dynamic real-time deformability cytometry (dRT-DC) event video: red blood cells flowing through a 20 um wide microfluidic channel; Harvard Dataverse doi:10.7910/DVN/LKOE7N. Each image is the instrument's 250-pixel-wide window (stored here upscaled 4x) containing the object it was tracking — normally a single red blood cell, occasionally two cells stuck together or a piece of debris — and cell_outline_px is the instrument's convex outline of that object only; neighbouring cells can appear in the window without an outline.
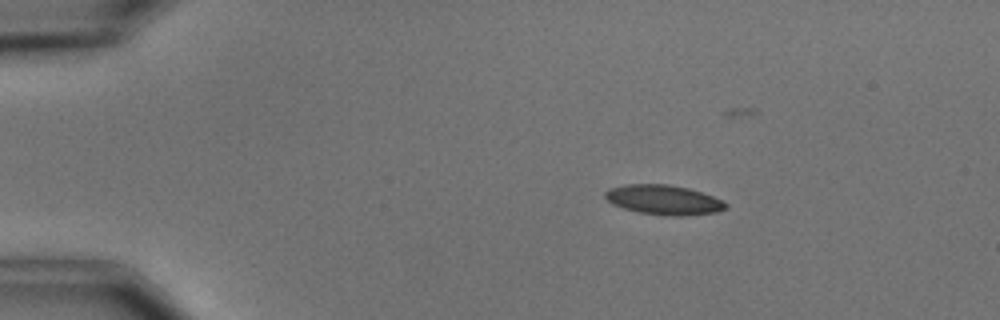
{"species": "common noctule bat (a hibernating species)", "species_latin": "Nyctalus noctula", "temperature_condition": "cold", "stored_images_in_passage": 5, "camera_frame_rate_fps": 3000, "um_per_image_px": 0.085, "animal": {"sex": "male", "body_mass_g": 15.6}, "frame": {"image": 1, "passage_image": 2, "time_ms": 1.333, "image_size_px": [1000, 320], "cell_outline_px": [[728, 208], [716, 212], [684, 216], [672, 216], [640, 212], [624, 208], [612, 204], [604, 196], [604, 192], [608, 188], [624, 184], [668, 184], [688, 188], [724, 200], [728, 204]], "centroid_in_image_um": [56.42, 16.98], "position_along_channel_um": 28.6, "area_um2": 20.92}}